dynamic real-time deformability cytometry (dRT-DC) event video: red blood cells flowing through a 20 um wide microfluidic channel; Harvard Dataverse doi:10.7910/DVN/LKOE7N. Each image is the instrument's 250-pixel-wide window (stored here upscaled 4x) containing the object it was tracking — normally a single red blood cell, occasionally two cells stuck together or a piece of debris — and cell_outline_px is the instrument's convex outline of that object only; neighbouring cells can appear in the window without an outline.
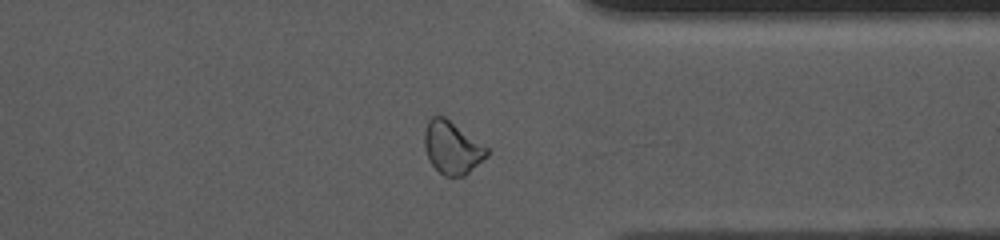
{"species": "common noctule bat (a hibernating species)", "species_latin": "Nyctalus noctula", "temperature_condition": "cold", "stored_images_in_passage": 29, "segment_of_instrument_passage": [2, 2], "camera_frame_rate_fps": 3000, "um_per_image_px": 0.085, "animal": {"sex": "female", "body_mass_g": 10.0, "forearm_length_mm": 53.1}, "frame": {"image": 1, "passage_image": 26, "time_ms": 8.333, "image_size_px": [1000, 240], "cell_outline_px": [[488, 156], [464, 176], [444, 176], [432, 164], [424, 148], [424, 132], [428, 120], [432, 116], [444, 116], [488, 148]], "centroid_in_image_um": [38.42, 12.55], "position_along_channel_um": 373.0, "area_um2": 18.9}}